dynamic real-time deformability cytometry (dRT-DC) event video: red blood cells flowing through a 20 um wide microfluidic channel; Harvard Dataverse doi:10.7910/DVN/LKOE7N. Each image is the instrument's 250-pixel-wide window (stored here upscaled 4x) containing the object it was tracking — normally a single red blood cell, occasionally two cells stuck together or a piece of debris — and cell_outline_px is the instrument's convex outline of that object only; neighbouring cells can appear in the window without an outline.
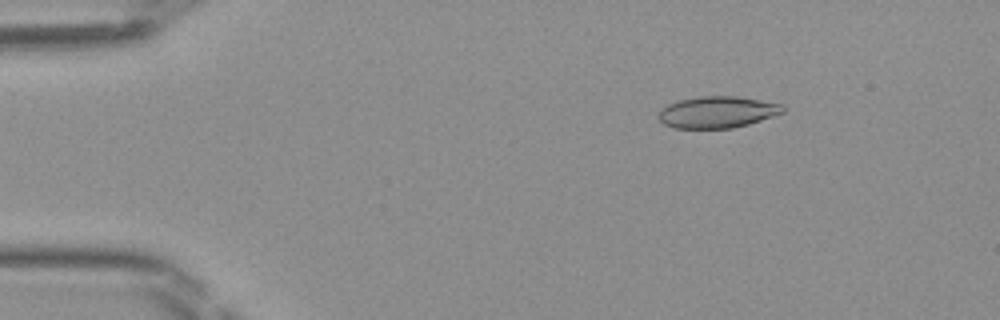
{"species": "Egyptian fruit bat (a non-hibernating species)", "species_latin": "Rousettus aegyptiacus", "temperature_condition": "room temperature", "stored_images_in_passage": 42, "camera_frame_rate_fps": 3000, "um_per_image_px": 0.085, "frame": {"image": 1, "passage_image": 1, "time_ms": 0.0, "image_size_px": [1000, 320], "cell_outline_px": [[784, 112], [748, 124], [732, 128], [672, 128], [664, 124], [656, 116], [668, 104], [680, 100], [700, 96], [736, 96], [784, 104]], "centroid_in_image_um": [60.97, 9.53], "position_along_channel_um": 24.0, "area_um2": 22.77}}
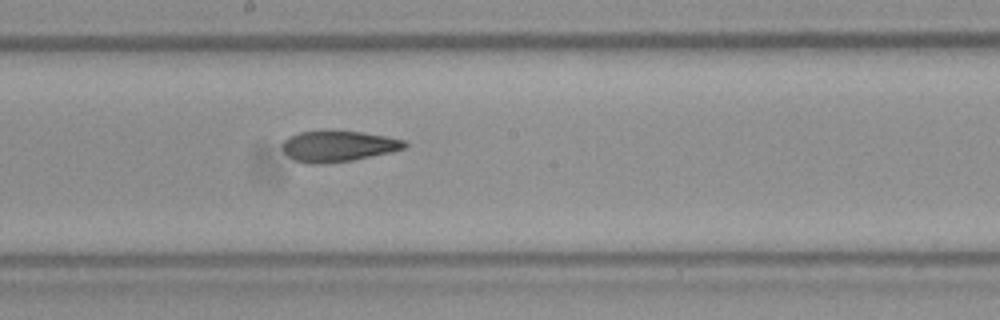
{"frame": {"image": 2, "passage_image": 20, "time_ms": 6.333, "image_size_px": [1000, 320], "cell_outline_px": [[408, 144], [404, 148], [392, 152], [352, 160], [324, 164], [308, 164], [296, 160], [288, 156], [284, 152], [284, 140], [288, 136], [300, 132], [324, 128], [328, 128], [360, 132], [384, 136], [404, 140]], "centroid_in_image_um": [28.72, 12.39], "position_along_channel_um": 219.5, "area_um2": 22.48}}
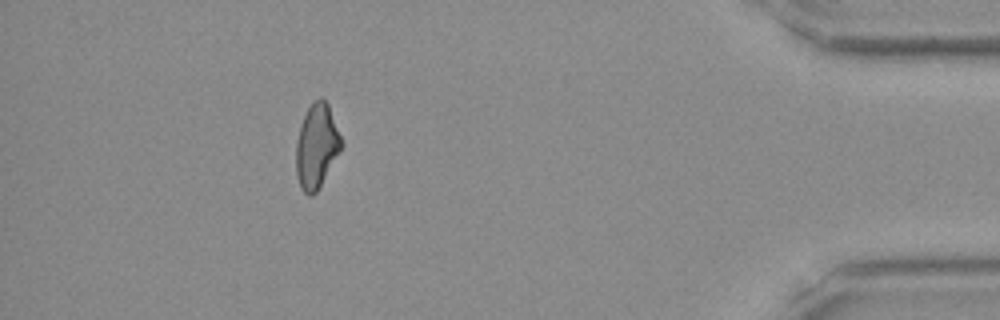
{"frame": {"image": 3, "passage_image": 37, "time_ms": 12.0, "image_size_px": [1000, 320], "cell_outline_px": [[344, 144], [316, 192], [312, 196], [308, 196], [300, 188], [296, 176], [296, 140], [304, 116], [308, 108], [320, 96], [328, 104]], "centroid_in_image_um": [26.9, 12.44], "position_along_channel_um": 408.3, "area_um2": 22.02}}